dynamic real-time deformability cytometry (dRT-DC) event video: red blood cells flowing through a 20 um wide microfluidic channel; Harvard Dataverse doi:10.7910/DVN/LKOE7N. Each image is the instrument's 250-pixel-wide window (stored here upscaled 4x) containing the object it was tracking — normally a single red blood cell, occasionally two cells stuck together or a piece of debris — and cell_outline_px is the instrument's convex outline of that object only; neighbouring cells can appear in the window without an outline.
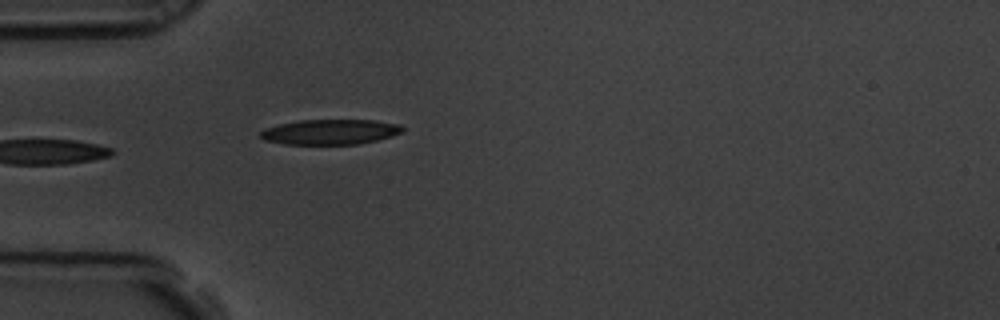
{"species": "common noctule bat (a hibernating species)", "species_latin": "Nyctalus noctula", "temperature_condition": "room temperature", "stored_images_in_passage": 1, "camera_frame_rate_fps": 3000, "um_per_image_px": 0.085, "animal": {"sex": "male", "body_mass_g": 19.5, "forearm_length_mm": 54.6}, "frame": {"image": 1, "passage_image": 1, "time_ms": 0.0, "image_size_px": [1000, 320], "cell_outline_px": [[404, 132], [392, 136], [360, 144], [284, 144], [264, 140], [260, 136], [260, 132], [264, 128], [280, 124], [300, 120], [376, 120], [400, 124], [404, 128]], "centroid_in_image_um": [28.1, 11.21], "position_along_channel_um": 56.9, "area_um2": 20.92}}